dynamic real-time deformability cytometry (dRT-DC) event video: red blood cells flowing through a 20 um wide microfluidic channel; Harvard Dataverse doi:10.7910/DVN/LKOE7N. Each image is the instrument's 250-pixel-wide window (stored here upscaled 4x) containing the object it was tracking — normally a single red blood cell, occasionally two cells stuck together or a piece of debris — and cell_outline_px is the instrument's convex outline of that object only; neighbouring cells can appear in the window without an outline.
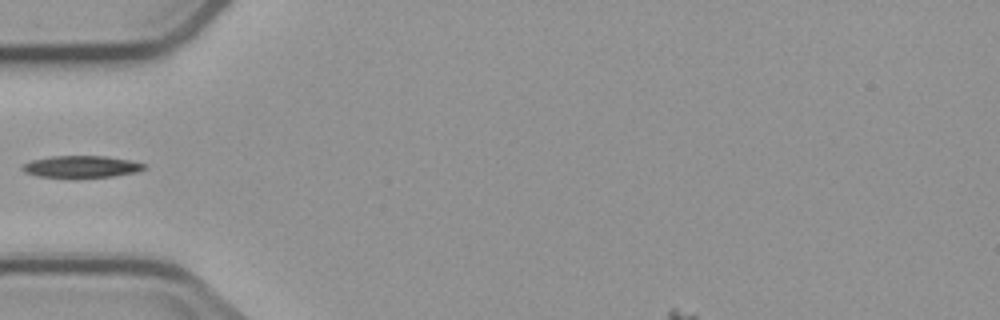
{"species": "common noctule bat (a hibernating species)", "species_latin": "Nyctalus noctula", "temperature_condition": "cold", "stored_images_in_passage": 2, "camera_frame_rate_fps": 3000, "um_per_image_px": 0.085, "animal": {"sex": "male", "body_mass_g": 23.1, "forearm_length_mm": 52.7}, "frame": {"image": 1, "passage_image": 2, "time_ms": 2.0, "image_size_px": [1000, 320], "cell_outline_px": [[148, 168], [136, 172], [112, 176], [80, 180], [72, 180], [36, 176], [24, 172], [20, 168], [24, 164], [32, 160], [52, 156], [104, 156], [128, 160], [144, 164]], "centroid_in_image_um": [6.86, 14.22], "position_along_channel_um": 78.1, "area_um2": 16.24}}